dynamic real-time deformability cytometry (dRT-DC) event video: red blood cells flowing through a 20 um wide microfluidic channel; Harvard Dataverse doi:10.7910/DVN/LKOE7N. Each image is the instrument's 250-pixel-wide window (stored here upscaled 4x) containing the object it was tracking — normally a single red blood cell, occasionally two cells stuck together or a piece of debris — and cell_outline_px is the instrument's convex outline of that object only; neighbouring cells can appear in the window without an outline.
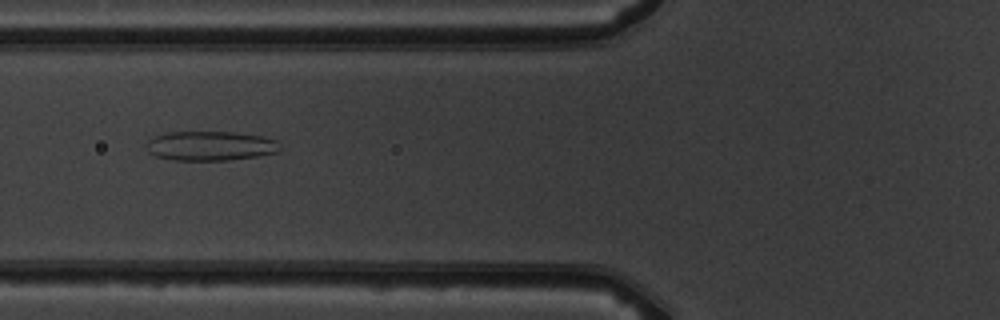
{"species": "common noctule bat (a hibernating species)", "species_latin": "Nyctalus noctula", "temperature_condition": "warm", "stored_images_in_passage": 9, "camera_frame_rate_fps": 3000, "um_per_image_px": 0.085, "animal": {"sex": "male", "body_mass_g": 19.5, "forearm_length_mm": 54.6}, "frame": {"image": 1, "passage_image": 7, "time_ms": 6.667, "image_size_px": [1000, 320], "cell_outline_px": [[280, 152], [260, 156], [228, 160], [172, 160], [156, 156], [148, 152], [148, 140], [156, 136], [168, 132], [232, 132], [260, 136], [276, 140], [280, 144]], "centroid_in_image_um": [17.92, 12.41], "position_along_channel_um": 107.9, "area_um2": 22.89}}